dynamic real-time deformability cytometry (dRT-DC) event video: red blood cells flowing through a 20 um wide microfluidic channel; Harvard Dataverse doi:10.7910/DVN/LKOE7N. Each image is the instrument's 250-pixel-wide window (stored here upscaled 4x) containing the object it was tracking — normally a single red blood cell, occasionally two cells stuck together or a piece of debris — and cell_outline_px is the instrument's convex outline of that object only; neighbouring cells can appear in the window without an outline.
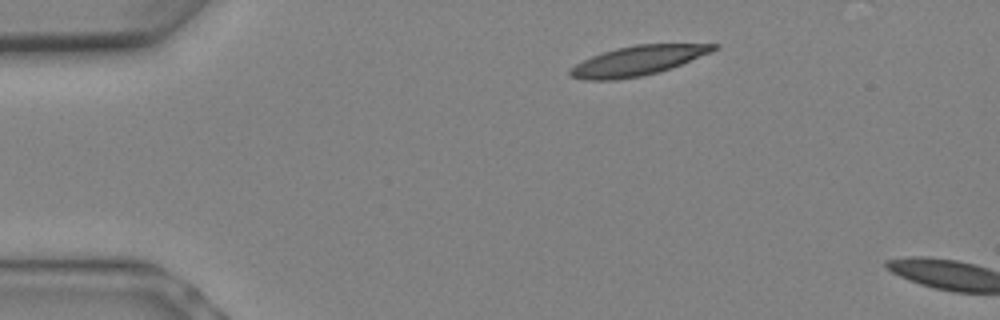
{"species": "Egyptian fruit bat (a non-hibernating species)", "species_latin": "Rousettus aegyptiacus", "temperature_condition": "warm", "stored_images_in_passage": 2, "camera_frame_rate_fps": 3000, "um_per_image_px": 0.085, "animal": {"sex": "female"}, "frame": {"image": 1, "passage_image": 1, "time_ms": 0.0, "image_size_px": [1000, 320], "cell_outline_px": [[720, 48], [712, 52], [660, 72], [640, 76], [616, 80], [584, 80], [572, 76], [568, 72], [576, 64], [592, 56], [616, 48], [636, 44], [720, 44]], "centroid_in_image_um": [54.25, 5.15], "position_along_channel_um": 30.8, "area_um2": 24.57}}